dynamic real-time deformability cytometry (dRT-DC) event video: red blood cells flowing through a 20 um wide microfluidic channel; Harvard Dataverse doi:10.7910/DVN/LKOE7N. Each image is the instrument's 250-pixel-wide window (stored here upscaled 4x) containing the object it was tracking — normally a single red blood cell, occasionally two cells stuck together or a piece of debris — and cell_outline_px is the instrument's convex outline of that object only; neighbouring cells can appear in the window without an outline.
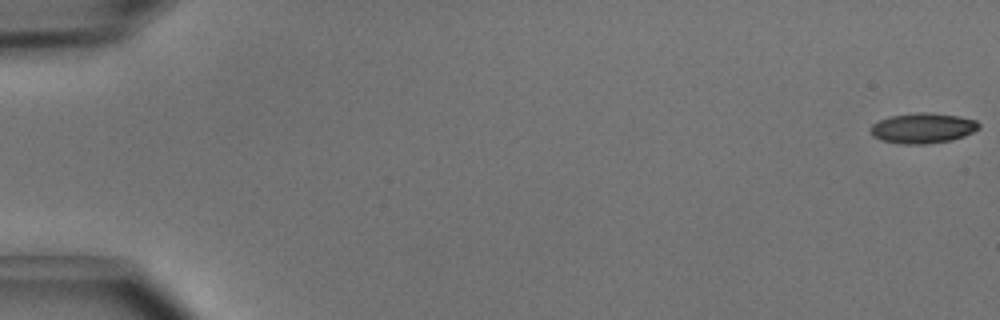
{"species": "common noctule bat (a hibernating species)", "species_latin": "Nyctalus noctula", "temperature_condition": "cold", "stored_images_in_passage": 51, "camera_frame_rate_fps": 3000, "um_per_image_px": 0.085, "animal": {"sex": "male", "body_mass_g": 15.6}, "frame": {"image": 1, "passage_image": 1, "time_ms": 0.0, "image_size_px": [1000, 320], "cell_outline_px": [[980, 128], [964, 136], [952, 140], [924, 144], [900, 144], [880, 140], [872, 136], [868, 128], [872, 124], [880, 120], [892, 116], [920, 112], [932, 112], [960, 116], [976, 120], [980, 124]], "centroid_in_image_um": [78.43, 10.89], "position_along_channel_um": 6.6, "area_um2": 19.31}}
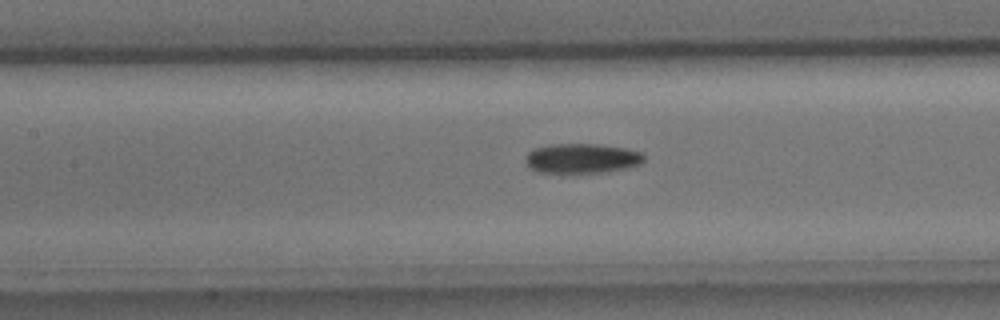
{"frame": {"image": 2, "passage_image": 24, "time_ms": 7.667, "image_size_px": [1000, 320], "cell_outline_px": [[644, 160], [640, 164], [624, 168], [600, 172], [536, 172], [528, 168], [524, 160], [524, 156], [532, 148], [548, 144], [596, 144], [624, 148], [640, 152], [644, 156]], "centroid_in_image_um": [49.36, 13.45], "position_along_channel_um": 158.0, "area_um2": 20.52}}
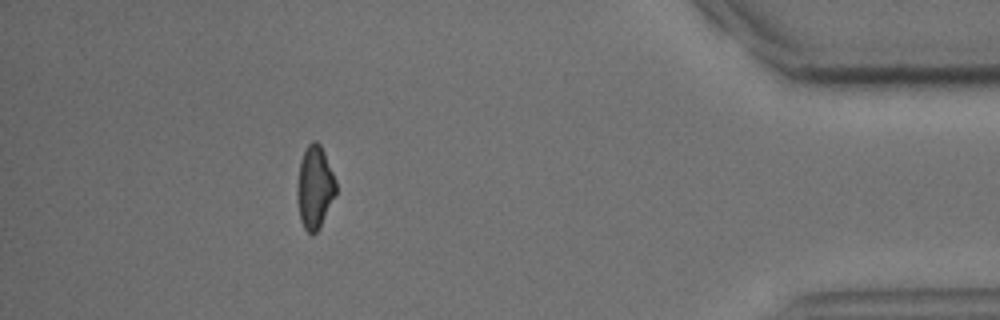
{"frame": {"image": 3, "passage_image": 46, "time_ms": 15.0, "image_size_px": [1000, 320], "cell_outline_px": [[336, 192], [320, 228], [316, 232], [308, 232], [304, 228], [300, 220], [296, 196], [296, 188], [300, 160], [308, 144], [312, 140], [316, 140], [320, 144], [324, 152], [336, 180]], "centroid_in_image_um": [26.73, 15.9], "position_along_channel_um": 408.5, "area_um2": 18.73}, "authors_computed_cell_mechanics": {"area_um2": 19.5942, "velocity_mm_per_s": 4.0403, "shape_relaxation_time_tau1_ms": 2.5329, "shape_relaxation_time_tau2_ms": 7.8006, "deformation_change_tau1": 0.1209, "deformation_change_tau2": 0.1587}}